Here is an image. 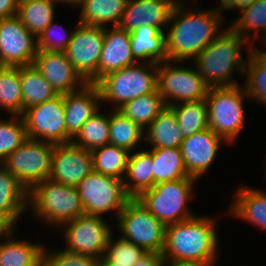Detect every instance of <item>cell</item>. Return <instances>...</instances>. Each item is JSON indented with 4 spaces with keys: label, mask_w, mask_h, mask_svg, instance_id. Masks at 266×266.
<instances>
[{
    "label": "cell",
    "mask_w": 266,
    "mask_h": 266,
    "mask_svg": "<svg viewBox=\"0 0 266 266\" xmlns=\"http://www.w3.org/2000/svg\"><path fill=\"white\" fill-rule=\"evenodd\" d=\"M185 2L188 3L187 0H179L172 11L165 31L166 53L168 60L188 61L191 64L226 29L224 24L227 21L219 5L215 9L205 10L198 7L197 10L190 8Z\"/></svg>",
    "instance_id": "obj_1"
},
{
    "label": "cell",
    "mask_w": 266,
    "mask_h": 266,
    "mask_svg": "<svg viewBox=\"0 0 266 266\" xmlns=\"http://www.w3.org/2000/svg\"><path fill=\"white\" fill-rule=\"evenodd\" d=\"M196 214L192 218L167 225L162 256L169 261H218L217 217Z\"/></svg>",
    "instance_id": "obj_2"
},
{
    "label": "cell",
    "mask_w": 266,
    "mask_h": 266,
    "mask_svg": "<svg viewBox=\"0 0 266 266\" xmlns=\"http://www.w3.org/2000/svg\"><path fill=\"white\" fill-rule=\"evenodd\" d=\"M252 47L227 26L191 62L209 88L236 86L239 82L234 80V74L245 73L246 58L242 51L250 52Z\"/></svg>",
    "instance_id": "obj_3"
},
{
    "label": "cell",
    "mask_w": 266,
    "mask_h": 266,
    "mask_svg": "<svg viewBox=\"0 0 266 266\" xmlns=\"http://www.w3.org/2000/svg\"><path fill=\"white\" fill-rule=\"evenodd\" d=\"M29 209L35 219L54 229L85 214L77 187L50 179L37 183L29 191Z\"/></svg>",
    "instance_id": "obj_4"
},
{
    "label": "cell",
    "mask_w": 266,
    "mask_h": 266,
    "mask_svg": "<svg viewBox=\"0 0 266 266\" xmlns=\"http://www.w3.org/2000/svg\"><path fill=\"white\" fill-rule=\"evenodd\" d=\"M157 63L138 62L102 77L96 84L101 102L118 110L127 102L157 89Z\"/></svg>",
    "instance_id": "obj_5"
},
{
    "label": "cell",
    "mask_w": 266,
    "mask_h": 266,
    "mask_svg": "<svg viewBox=\"0 0 266 266\" xmlns=\"http://www.w3.org/2000/svg\"><path fill=\"white\" fill-rule=\"evenodd\" d=\"M197 181L187 177L161 182L144 191L137 199L165 226L178 223L196 215L189 204L195 196L193 191Z\"/></svg>",
    "instance_id": "obj_6"
},
{
    "label": "cell",
    "mask_w": 266,
    "mask_h": 266,
    "mask_svg": "<svg viewBox=\"0 0 266 266\" xmlns=\"http://www.w3.org/2000/svg\"><path fill=\"white\" fill-rule=\"evenodd\" d=\"M244 99L250 98L240 83L230 87H210L205 98L209 128L229 144L239 138L245 127Z\"/></svg>",
    "instance_id": "obj_7"
},
{
    "label": "cell",
    "mask_w": 266,
    "mask_h": 266,
    "mask_svg": "<svg viewBox=\"0 0 266 266\" xmlns=\"http://www.w3.org/2000/svg\"><path fill=\"white\" fill-rule=\"evenodd\" d=\"M121 237L146 252L161 253L165 244L166 226L137 198H131L116 219Z\"/></svg>",
    "instance_id": "obj_8"
},
{
    "label": "cell",
    "mask_w": 266,
    "mask_h": 266,
    "mask_svg": "<svg viewBox=\"0 0 266 266\" xmlns=\"http://www.w3.org/2000/svg\"><path fill=\"white\" fill-rule=\"evenodd\" d=\"M182 63L187 62L167 60L158 63L157 91L166 106L199 101L208 94L209 86L195 66L192 64V67H185Z\"/></svg>",
    "instance_id": "obj_9"
},
{
    "label": "cell",
    "mask_w": 266,
    "mask_h": 266,
    "mask_svg": "<svg viewBox=\"0 0 266 266\" xmlns=\"http://www.w3.org/2000/svg\"><path fill=\"white\" fill-rule=\"evenodd\" d=\"M76 187L84 206V212L89 215L104 217L107 213L108 215L114 214L117 219L131 199L126 193L123 180L96 171L87 175Z\"/></svg>",
    "instance_id": "obj_10"
},
{
    "label": "cell",
    "mask_w": 266,
    "mask_h": 266,
    "mask_svg": "<svg viewBox=\"0 0 266 266\" xmlns=\"http://www.w3.org/2000/svg\"><path fill=\"white\" fill-rule=\"evenodd\" d=\"M55 144L27 139L1 164L30 191L49 178Z\"/></svg>",
    "instance_id": "obj_11"
},
{
    "label": "cell",
    "mask_w": 266,
    "mask_h": 266,
    "mask_svg": "<svg viewBox=\"0 0 266 266\" xmlns=\"http://www.w3.org/2000/svg\"><path fill=\"white\" fill-rule=\"evenodd\" d=\"M106 217L82 214L81 216L62 224L66 251L76 254H86L97 258L106 252L107 241L112 234Z\"/></svg>",
    "instance_id": "obj_12"
},
{
    "label": "cell",
    "mask_w": 266,
    "mask_h": 266,
    "mask_svg": "<svg viewBox=\"0 0 266 266\" xmlns=\"http://www.w3.org/2000/svg\"><path fill=\"white\" fill-rule=\"evenodd\" d=\"M22 117L29 139L53 144H67L72 137L66 132L63 95L27 108Z\"/></svg>",
    "instance_id": "obj_13"
},
{
    "label": "cell",
    "mask_w": 266,
    "mask_h": 266,
    "mask_svg": "<svg viewBox=\"0 0 266 266\" xmlns=\"http://www.w3.org/2000/svg\"><path fill=\"white\" fill-rule=\"evenodd\" d=\"M105 39V28L76 23L66 57L87 83H97L98 63Z\"/></svg>",
    "instance_id": "obj_14"
},
{
    "label": "cell",
    "mask_w": 266,
    "mask_h": 266,
    "mask_svg": "<svg viewBox=\"0 0 266 266\" xmlns=\"http://www.w3.org/2000/svg\"><path fill=\"white\" fill-rule=\"evenodd\" d=\"M37 38L17 15L0 19V65H32L37 55Z\"/></svg>",
    "instance_id": "obj_15"
},
{
    "label": "cell",
    "mask_w": 266,
    "mask_h": 266,
    "mask_svg": "<svg viewBox=\"0 0 266 266\" xmlns=\"http://www.w3.org/2000/svg\"><path fill=\"white\" fill-rule=\"evenodd\" d=\"M94 171L91 151L74 145L55 144L49 178L69 186H77L87 175Z\"/></svg>",
    "instance_id": "obj_16"
},
{
    "label": "cell",
    "mask_w": 266,
    "mask_h": 266,
    "mask_svg": "<svg viewBox=\"0 0 266 266\" xmlns=\"http://www.w3.org/2000/svg\"><path fill=\"white\" fill-rule=\"evenodd\" d=\"M228 144L224 138L217 135L211 128L183 138L181 153L185 168L190 177L199 180L205 176L221 149Z\"/></svg>",
    "instance_id": "obj_17"
},
{
    "label": "cell",
    "mask_w": 266,
    "mask_h": 266,
    "mask_svg": "<svg viewBox=\"0 0 266 266\" xmlns=\"http://www.w3.org/2000/svg\"><path fill=\"white\" fill-rule=\"evenodd\" d=\"M33 65L57 94L79 90L87 83L68 60L65 52L37 51Z\"/></svg>",
    "instance_id": "obj_18"
},
{
    "label": "cell",
    "mask_w": 266,
    "mask_h": 266,
    "mask_svg": "<svg viewBox=\"0 0 266 266\" xmlns=\"http://www.w3.org/2000/svg\"><path fill=\"white\" fill-rule=\"evenodd\" d=\"M179 0H127L118 26L128 32L151 26L165 32L172 11Z\"/></svg>",
    "instance_id": "obj_19"
},
{
    "label": "cell",
    "mask_w": 266,
    "mask_h": 266,
    "mask_svg": "<svg viewBox=\"0 0 266 266\" xmlns=\"http://www.w3.org/2000/svg\"><path fill=\"white\" fill-rule=\"evenodd\" d=\"M66 132L74 138L86 121L101 109L97 84L86 83L79 90L63 94Z\"/></svg>",
    "instance_id": "obj_20"
},
{
    "label": "cell",
    "mask_w": 266,
    "mask_h": 266,
    "mask_svg": "<svg viewBox=\"0 0 266 266\" xmlns=\"http://www.w3.org/2000/svg\"><path fill=\"white\" fill-rule=\"evenodd\" d=\"M138 63L131 50L130 32L119 26L105 27V39L98 63L97 82L105 75Z\"/></svg>",
    "instance_id": "obj_21"
},
{
    "label": "cell",
    "mask_w": 266,
    "mask_h": 266,
    "mask_svg": "<svg viewBox=\"0 0 266 266\" xmlns=\"http://www.w3.org/2000/svg\"><path fill=\"white\" fill-rule=\"evenodd\" d=\"M234 194L226 211L228 215L266 232V192L241 185Z\"/></svg>",
    "instance_id": "obj_22"
},
{
    "label": "cell",
    "mask_w": 266,
    "mask_h": 266,
    "mask_svg": "<svg viewBox=\"0 0 266 266\" xmlns=\"http://www.w3.org/2000/svg\"><path fill=\"white\" fill-rule=\"evenodd\" d=\"M29 191L2 165H0V215L16 228L19 218L28 211Z\"/></svg>",
    "instance_id": "obj_23"
},
{
    "label": "cell",
    "mask_w": 266,
    "mask_h": 266,
    "mask_svg": "<svg viewBox=\"0 0 266 266\" xmlns=\"http://www.w3.org/2000/svg\"><path fill=\"white\" fill-rule=\"evenodd\" d=\"M131 50L138 62L161 63L168 60L165 32L143 26L130 32Z\"/></svg>",
    "instance_id": "obj_24"
},
{
    "label": "cell",
    "mask_w": 266,
    "mask_h": 266,
    "mask_svg": "<svg viewBox=\"0 0 266 266\" xmlns=\"http://www.w3.org/2000/svg\"><path fill=\"white\" fill-rule=\"evenodd\" d=\"M183 141L174 110L166 106L145 129L144 142L149 148H180Z\"/></svg>",
    "instance_id": "obj_25"
},
{
    "label": "cell",
    "mask_w": 266,
    "mask_h": 266,
    "mask_svg": "<svg viewBox=\"0 0 266 266\" xmlns=\"http://www.w3.org/2000/svg\"><path fill=\"white\" fill-rule=\"evenodd\" d=\"M153 165L152 148L129 154L123 184L130 198H137L153 187Z\"/></svg>",
    "instance_id": "obj_26"
},
{
    "label": "cell",
    "mask_w": 266,
    "mask_h": 266,
    "mask_svg": "<svg viewBox=\"0 0 266 266\" xmlns=\"http://www.w3.org/2000/svg\"><path fill=\"white\" fill-rule=\"evenodd\" d=\"M127 0H82L78 21L98 27L118 26Z\"/></svg>",
    "instance_id": "obj_27"
},
{
    "label": "cell",
    "mask_w": 266,
    "mask_h": 266,
    "mask_svg": "<svg viewBox=\"0 0 266 266\" xmlns=\"http://www.w3.org/2000/svg\"><path fill=\"white\" fill-rule=\"evenodd\" d=\"M15 232L0 242V266H33L43 255L45 244L20 240Z\"/></svg>",
    "instance_id": "obj_28"
},
{
    "label": "cell",
    "mask_w": 266,
    "mask_h": 266,
    "mask_svg": "<svg viewBox=\"0 0 266 266\" xmlns=\"http://www.w3.org/2000/svg\"><path fill=\"white\" fill-rule=\"evenodd\" d=\"M239 13V17L231 20L228 26L250 45L256 46L255 42H252L255 38V41L261 39L260 42L263 44L266 41V0H257Z\"/></svg>",
    "instance_id": "obj_29"
},
{
    "label": "cell",
    "mask_w": 266,
    "mask_h": 266,
    "mask_svg": "<svg viewBox=\"0 0 266 266\" xmlns=\"http://www.w3.org/2000/svg\"><path fill=\"white\" fill-rule=\"evenodd\" d=\"M246 54V76L242 84L251 100L266 107V51L253 46Z\"/></svg>",
    "instance_id": "obj_30"
},
{
    "label": "cell",
    "mask_w": 266,
    "mask_h": 266,
    "mask_svg": "<svg viewBox=\"0 0 266 266\" xmlns=\"http://www.w3.org/2000/svg\"><path fill=\"white\" fill-rule=\"evenodd\" d=\"M56 5L52 0H20L17 16L37 38L55 19Z\"/></svg>",
    "instance_id": "obj_31"
},
{
    "label": "cell",
    "mask_w": 266,
    "mask_h": 266,
    "mask_svg": "<svg viewBox=\"0 0 266 266\" xmlns=\"http://www.w3.org/2000/svg\"><path fill=\"white\" fill-rule=\"evenodd\" d=\"M23 113L27 108L50 100L58 94L32 65L20 66Z\"/></svg>",
    "instance_id": "obj_32"
},
{
    "label": "cell",
    "mask_w": 266,
    "mask_h": 266,
    "mask_svg": "<svg viewBox=\"0 0 266 266\" xmlns=\"http://www.w3.org/2000/svg\"><path fill=\"white\" fill-rule=\"evenodd\" d=\"M152 159L153 186L161 182L190 177L180 148H153Z\"/></svg>",
    "instance_id": "obj_33"
},
{
    "label": "cell",
    "mask_w": 266,
    "mask_h": 266,
    "mask_svg": "<svg viewBox=\"0 0 266 266\" xmlns=\"http://www.w3.org/2000/svg\"><path fill=\"white\" fill-rule=\"evenodd\" d=\"M109 129L111 145L126 149L130 153L143 145L145 130L118 110L110 109Z\"/></svg>",
    "instance_id": "obj_34"
},
{
    "label": "cell",
    "mask_w": 266,
    "mask_h": 266,
    "mask_svg": "<svg viewBox=\"0 0 266 266\" xmlns=\"http://www.w3.org/2000/svg\"><path fill=\"white\" fill-rule=\"evenodd\" d=\"M101 111L99 109L82 126L81 130L72 139L74 145L92 151L110 144V109L108 114Z\"/></svg>",
    "instance_id": "obj_35"
},
{
    "label": "cell",
    "mask_w": 266,
    "mask_h": 266,
    "mask_svg": "<svg viewBox=\"0 0 266 266\" xmlns=\"http://www.w3.org/2000/svg\"><path fill=\"white\" fill-rule=\"evenodd\" d=\"M0 109L10 115L23 114L20 66L0 65Z\"/></svg>",
    "instance_id": "obj_36"
},
{
    "label": "cell",
    "mask_w": 266,
    "mask_h": 266,
    "mask_svg": "<svg viewBox=\"0 0 266 266\" xmlns=\"http://www.w3.org/2000/svg\"><path fill=\"white\" fill-rule=\"evenodd\" d=\"M165 107L166 104L156 89L127 102L118 111L145 130Z\"/></svg>",
    "instance_id": "obj_37"
},
{
    "label": "cell",
    "mask_w": 266,
    "mask_h": 266,
    "mask_svg": "<svg viewBox=\"0 0 266 266\" xmlns=\"http://www.w3.org/2000/svg\"><path fill=\"white\" fill-rule=\"evenodd\" d=\"M170 107L175 112L183 138L201 132L209 127L208 108L205 99L181 102Z\"/></svg>",
    "instance_id": "obj_38"
},
{
    "label": "cell",
    "mask_w": 266,
    "mask_h": 266,
    "mask_svg": "<svg viewBox=\"0 0 266 266\" xmlns=\"http://www.w3.org/2000/svg\"><path fill=\"white\" fill-rule=\"evenodd\" d=\"M94 171L124 180L130 152L108 144L91 151Z\"/></svg>",
    "instance_id": "obj_39"
},
{
    "label": "cell",
    "mask_w": 266,
    "mask_h": 266,
    "mask_svg": "<svg viewBox=\"0 0 266 266\" xmlns=\"http://www.w3.org/2000/svg\"><path fill=\"white\" fill-rule=\"evenodd\" d=\"M10 117L0 118V165L28 139L23 117Z\"/></svg>",
    "instance_id": "obj_40"
},
{
    "label": "cell",
    "mask_w": 266,
    "mask_h": 266,
    "mask_svg": "<svg viewBox=\"0 0 266 266\" xmlns=\"http://www.w3.org/2000/svg\"><path fill=\"white\" fill-rule=\"evenodd\" d=\"M113 234L115 232H112L108 238L106 252L103 258L111 266H134L146 251L132 242L123 239L121 236L115 240Z\"/></svg>",
    "instance_id": "obj_41"
},
{
    "label": "cell",
    "mask_w": 266,
    "mask_h": 266,
    "mask_svg": "<svg viewBox=\"0 0 266 266\" xmlns=\"http://www.w3.org/2000/svg\"><path fill=\"white\" fill-rule=\"evenodd\" d=\"M75 27L76 25H73V29L71 28L69 31H67L65 30L67 28H63L60 23H55L53 20L49 26L37 37L38 51L65 52L71 41Z\"/></svg>",
    "instance_id": "obj_42"
},
{
    "label": "cell",
    "mask_w": 266,
    "mask_h": 266,
    "mask_svg": "<svg viewBox=\"0 0 266 266\" xmlns=\"http://www.w3.org/2000/svg\"><path fill=\"white\" fill-rule=\"evenodd\" d=\"M43 255L53 266H97L99 259L86 254L71 253L63 248L48 250L46 245Z\"/></svg>",
    "instance_id": "obj_43"
},
{
    "label": "cell",
    "mask_w": 266,
    "mask_h": 266,
    "mask_svg": "<svg viewBox=\"0 0 266 266\" xmlns=\"http://www.w3.org/2000/svg\"><path fill=\"white\" fill-rule=\"evenodd\" d=\"M134 266H166L161 253L146 252Z\"/></svg>",
    "instance_id": "obj_44"
},
{
    "label": "cell",
    "mask_w": 266,
    "mask_h": 266,
    "mask_svg": "<svg viewBox=\"0 0 266 266\" xmlns=\"http://www.w3.org/2000/svg\"><path fill=\"white\" fill-rule=\"evenodd\" d=\"M257 0H219V7L221 12H224L227 10H233L236 9L241 11L242 9H245L247 6L252 5Z\"/></svg>",
    "instance_id": "obj_45"
},
{
    "label": "cell",
    "mask_w": 266,
    "mask_h": 266,
    "mask_svg": "<svg viewBox=\"0 0 266 266\" xmlns=\"http://www.w3.org/2000/svg\"><path fill=\"white\" fill-rule=\"evenodd\" d=\"M20 0H0V19L17 15Z\"/></svg>",
    "instance_id": "obj_46"
},
{
    "label": "cell",
    "mask_w": 266,
    "mask_h": 266,
    "mask_svg": "<svg viewBox=\"0 0 266 266\" xmlns=\"http://www.w3.org/2000/svg\"><path fill=\"white\" fill-rule=\"evenodd\" d=\"M166 266H215L217 261H169Z\"/></svg>",
    "instance_id": "obj_47"
},
{
    "label": "cell",
    "mask_w": 266,
    "mask_h": 266,
    "mask_svg": "<svg viewBox=\"0 0 266 266\" xmlns=\"http://www.w3.org/2000/svg\"><path fill=\"white\" fill-rule=\"evenodd\" d=\"M16 227L5 217L0 215V242L3 241Z\"/></svg>",
    "instance_id": "obj_48"
},
{
    "label": "cell",
    "mask_w": 266,
    "mask_h": 266,
    "mask_svg": "<svg viewBox=\"0 0 266 266\" xmlns=\"http://www.w3.org/2000/svg\"><path fill=\"white\" fill-rule=\"evenodd\" d=\"M56 4H68V5H73V7H76L77 9L80 7L82 0H52ZM59 2V3H58Z\"/></svg>",
    "instance_id": "obj_49"
},
{
    "label": "cell",
    "mask_w": 266,
    "mask_h": 266,
    "mask_svg": "<svg viewBox=\"0 0 266 266\" xmlns=\"http://www.w3.org/2000/svg\"><path fill=\"white\" fill-rule=\"evenodd\" d=\"M33 266H53V265L44 255H42Z\"/></svg>",
    "instance_id": "obj_50"
},
{
    "label": "cell",
    "mask_w": 266,
    "mask_h": 266,
    "mask_svg": "<svg viewBox=\"0 0 266 266\" xmlns=\"http://www.w3.org/2000/svg\"><path fill=\"white\" fill-rule=\"evenodd\" d=\"M97 266H111L103 257L98 259Z\"/></svg>",
    "instance_id": "obj_51"
},
{
    "label": "cell",
    "mask_w": 266,
    "mask_h": 266,
    "mask_svg": "<svg viewBox=\"0 0 266 266\" xmlns=\"http://www.w3.org/2000/svg\"><path fill=\"white\" fill-rule=\"evenodd\" d=\"M261 46H264V48H262L264 51H266V41L263 43V45Z\"/></svg>",
    "instance_id": "obj_52"
}]
</instances>
